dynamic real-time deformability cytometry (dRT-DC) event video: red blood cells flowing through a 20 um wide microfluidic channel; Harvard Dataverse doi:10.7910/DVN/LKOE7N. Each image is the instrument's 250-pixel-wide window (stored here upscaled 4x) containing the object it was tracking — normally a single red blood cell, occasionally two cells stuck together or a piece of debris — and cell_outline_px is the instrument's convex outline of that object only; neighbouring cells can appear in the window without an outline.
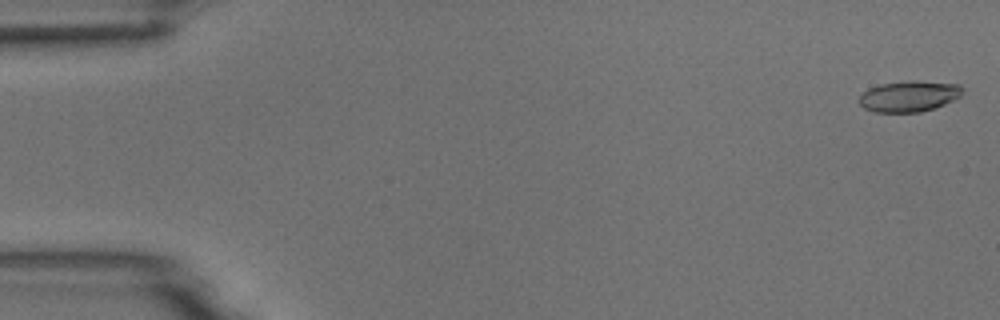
{"species": "common noctule bat (a hibernating species)", "species_latin": "Nyctalus noctula", "temperature_condition": "room temperature", "stored_images_in_passage": 50, "camera_frame_rate_fps": 3000, "um_per_image_px": 0.085, "animal": {"sex": "male", "body_mass_g": 18.8}, "frame": {"image": 1, "passage_image": 2, "time_ms": 0.333, "image_size_px": [1000, 320], "cell_outline_px": [[964, 88], [960, 96], [944, 104], [920, 112], [876, 112], [864, 108], [860, 104], [860, 96], [868, 88], [880, 84], [912, 80], [916, 80], [960, 84]], "centroid_in_image_um": [77.28, 8.16], "position_along_channel_um": 7.7, "area_um2": 18.55}}
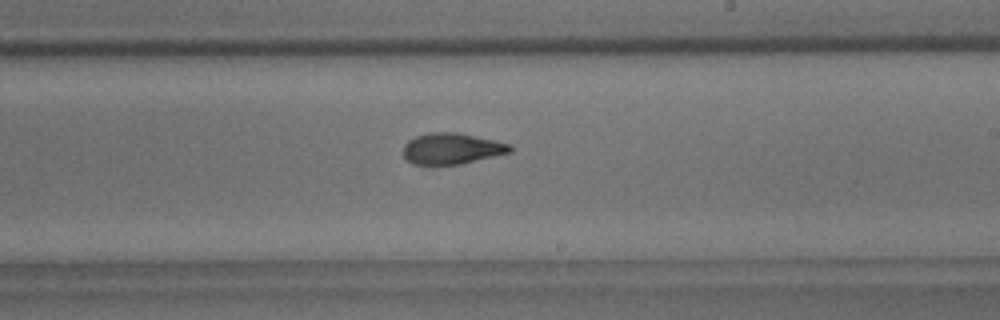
{"frame": {"image": 2, "passage_image": 33, "time_ms": 10.667, "image_size_px": [1000, 320], "cell_outline_px": [[512, 152], [460, 164], [412, 164], [404, 156], [404, 144], [408, 140], [416, 136], [428, 132], [460, 132], [496, 140], [512, 144]], "centroid_in_image_um": [38.43, 12.61], "position_along_channel_um": 250.6, "area_um2": 19.48}}
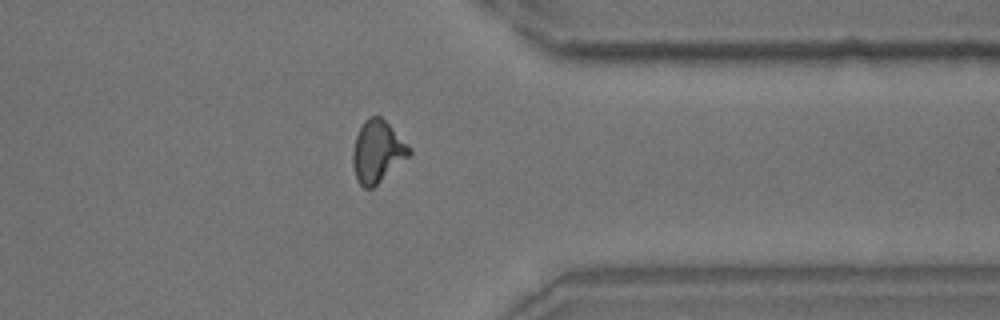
{"frame": {"image": 3, "passage_image": 44, "time_ms": 14.333, "image_size_px": [1000, 320], "cell_outline_px": [[412, 152], [408, 156], [372, 188], [364, 188], [356, 180], [352, 164], [352, 152], [356, 136], [364, 120], [368, 116], [380, 116], [412, 148]], "centroid_in_image_um": [32.05, 12.87], "position_along_channel_um": 379.3, "area_um2": 20.11}, "authors_computed_cell_mechanics": {"area_um2": 19.5075, "velocity_mm_per_s": 3.7135, "shape_relaxation_time_tau1_ms": 5.2438, "shape_relaxation_time_tau2_ms": 1.7602, "deformation_change_tau1": 0.187, "deformation_change_tau2": 0.0958}}